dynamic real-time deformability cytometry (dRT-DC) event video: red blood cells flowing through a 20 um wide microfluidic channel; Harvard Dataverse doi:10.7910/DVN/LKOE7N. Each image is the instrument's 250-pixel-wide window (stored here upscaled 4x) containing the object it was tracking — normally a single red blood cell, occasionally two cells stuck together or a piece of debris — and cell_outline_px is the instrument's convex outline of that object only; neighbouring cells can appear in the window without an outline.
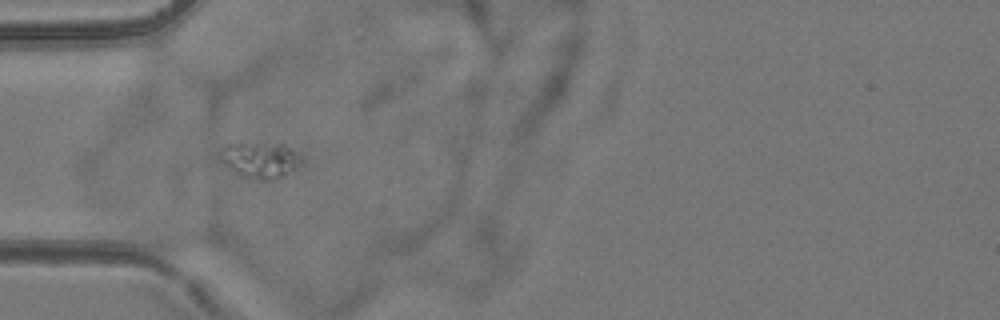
{"species": "common noctule bat (a hibernating species)", "species_latin": "Nyctalus noctula", "temperature_condition": "room temperature", "stored_images_in_passage": 8, "camera_frame_rate_fps": 3000, "um_per_image_px": 0.085, "animal": {"sex": "female", "body_mass_g": 24.6, "forearm_length_mm": 56.2}, "frame": {"image": 1, "passage_image": 4, "time_ms": 3.333, "image_size_px": [1000, 320], "cell_outline_px": [[304, 160], [300, 164], [280, 176], [272, 180], [260, 180], [240, 176], [220, 160], [220, 148], [228, 144], [284, 144], [296, 152]], "centroid_in_image_um": [22.09, 13.6], "position_along_channel_um": 62.9, "area_um2": 16.59}}
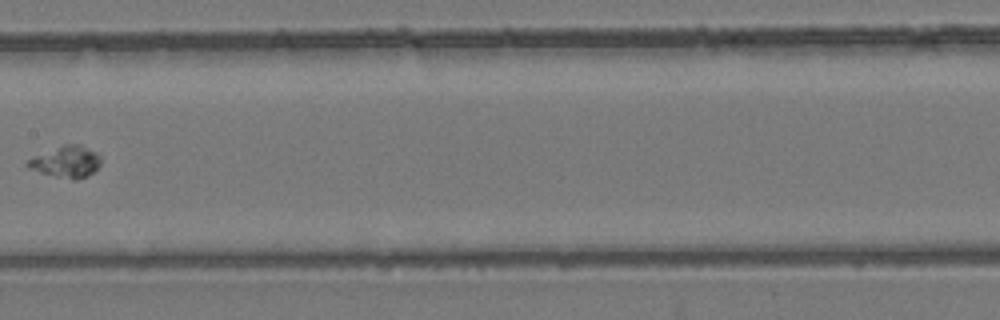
{"frame": {"image": 2, "passage_image": 7, "time_ms": 7.0, "image_size_px": [1000, 320], "cell_outline_px": [[100, 164], [88, 176], [76, 180], [72, 180], [40, 172], [28, 168], [24, 164], [32, 156], [64, 144], [80, 144], [96, 152], [100, 156]], "centroid_in_image_um": [5.6, 13.74], "position_along_channel_um": 201.8, "area_um2": 13.47}}
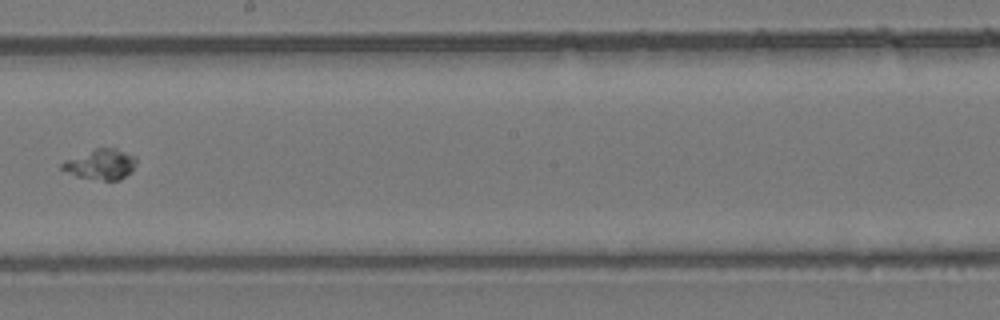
{"frame": {"image": 3, "passage_image": 8, "time_ms": 8.0, "image_size_px": [1000, 320], "cell_outline_px": [[136, 164], [132, 172], [120, 180], [104, 180], [76, 176], [60, 168], [60, 164], [64, 160], [96, 148], [116, 148], [136, 156]], "centroid_in_image_um": [8.59, 13.96], "position_along_channel_um": 239.6, "area_um2": 13.18}}